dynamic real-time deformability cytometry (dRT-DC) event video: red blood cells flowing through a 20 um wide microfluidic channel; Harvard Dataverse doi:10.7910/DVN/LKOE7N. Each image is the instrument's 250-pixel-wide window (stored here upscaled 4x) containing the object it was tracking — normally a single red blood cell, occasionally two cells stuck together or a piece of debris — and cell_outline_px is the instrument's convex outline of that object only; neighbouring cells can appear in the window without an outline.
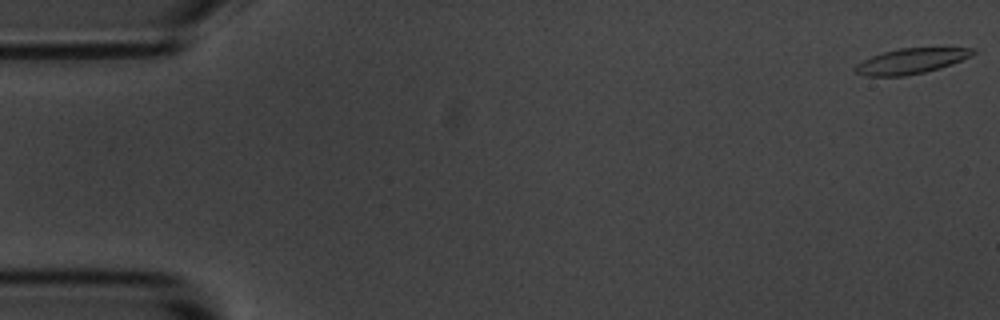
{"species": "common noctule bat (a hibernating species)", "species_latin": "Nyctalus noctula", "temperature_condition": "room temperature", "stored_images_in_passage": 50, "camera_frame_rate_fps": 3000, "um_per_image_px": 0.085, "animal": {"sex": "male", "body_mass_g": 20.1, "forearm_length_mm": 53.5}, "frame": {"image": 1, "passage_image": 1, "time_ms": 0.0, "image_size_px": [1000, 320], "cell_outline_px": [[976, 52], [972, 56], [952, 64], [940, 68], [924, 72], [904, 76], [868, 76], [856, 72], [852, 68], [856, 64], [872, 56], [896, 48], [976, 48]], "centroid_in_image_um": [77.45, 5.19], "position_along_channel_um": 7.5, "area_um2": 17.34}}
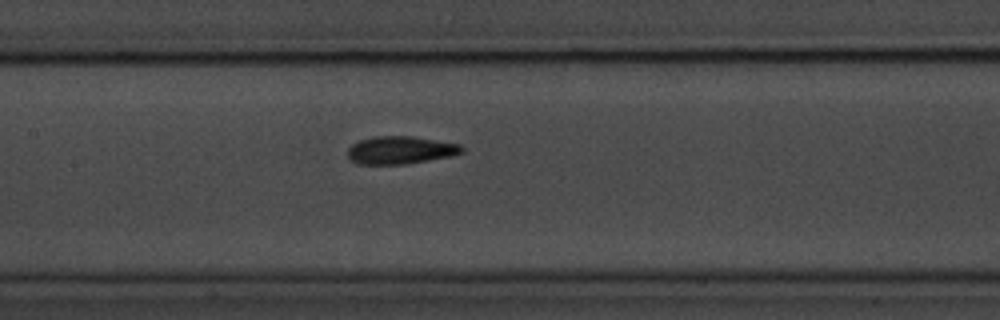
{"frame": {"image": 2, "passage_image": 26, "time_ms": 8.333, "image_size_px": [1000, 320], "cell_outline_px": [[464, 152], [448, 156], [428, 160], [404, 164], [360, 164], [352, 160], [348, 156], [348, 148], [352, 144], [360, 140], [372, 136], [412, 136], [460, 144], [464, 148]], "centroid_in_image_um": [34.03, 12.75], "position_along_channel_um": 173.4, "area_um2": 18.32}}
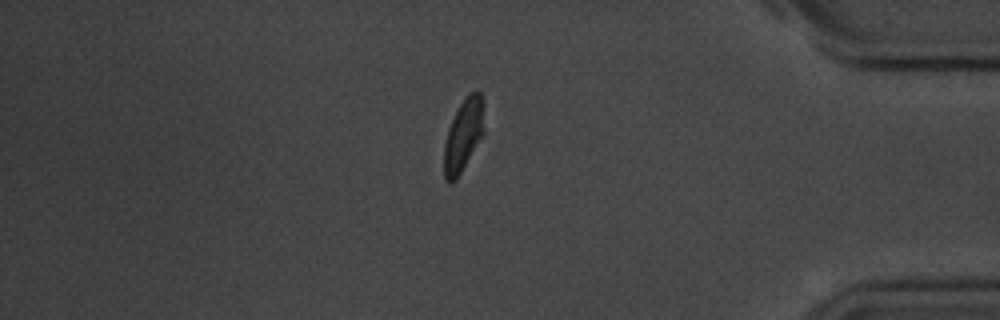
{"frame": {"image": 3, "passage_image": 47, "time_ms": 15.333, "image_size_px": [1000, 320], "cell_outline_px": [[484, 132], [456, 180], [452, 184], [448, 184], [444, 180], [444, 144], [448, 128], [460, 104], [468, 92], [480, 92], [484, 128]], "centroid_in_image_um": [39.35, 11.55], "position_along_channel_um": 395.9, "area_um2": 16.59}}